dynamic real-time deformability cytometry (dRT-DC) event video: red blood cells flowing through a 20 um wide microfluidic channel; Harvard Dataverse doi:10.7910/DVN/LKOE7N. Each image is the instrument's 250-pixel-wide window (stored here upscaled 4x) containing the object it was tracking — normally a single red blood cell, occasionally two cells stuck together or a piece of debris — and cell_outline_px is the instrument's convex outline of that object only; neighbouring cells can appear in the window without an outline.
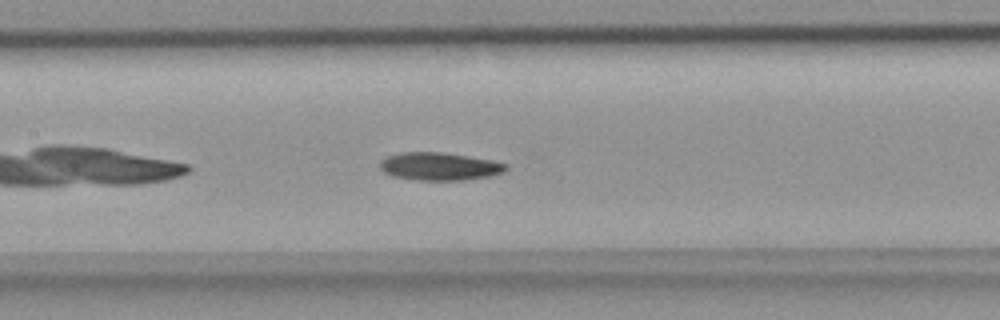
{"species": "common noctule bat (a hibernating species)", "species_latin": "Nyctalus noctula", "temperature_condition": "room temperature", "stored_images_in_passage": 36, "camera_frame_rate_fps": 3000, "um_per_image_px": 0.085, "animal": {"sex": "female", "body_mass_g": 18.4}, "frame": {"image": 1, "passage_image": 10, "time_ms": 3.0, "image_size_px": [1000, 320], "cell_outline_px": [[508, 168], [504, 172], [488, 176], [464, 180], [416, 180], [392, 176], [384, 172], [380, 168], [380, 160], [388, 156], [400, 152], [440, 152], [468, 156], [492, 160], [508, 164]], "centroid_in_image_um": [37.35, 14.14], "position_along_channel_um": 170.1, "area_um2": 20.46}}
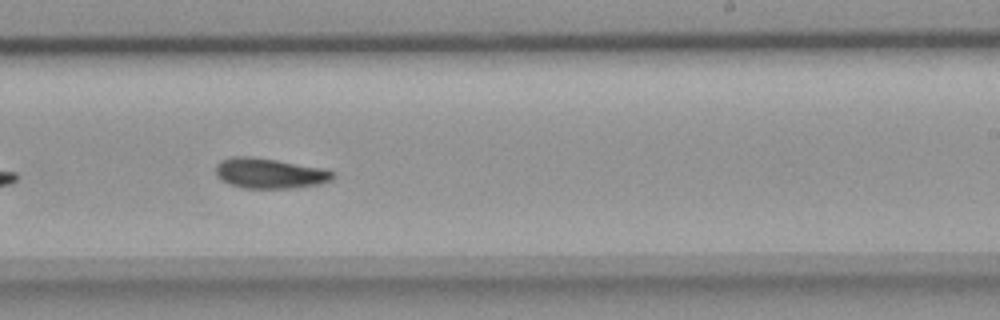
{"frame": {"image": 2, "passage_image": 17, "time_ms": 5.333, "image_size_px": [1000, 320], "cell_outline_px": [[336, 176], [332, 180], [320, 184], [292, 188], [244, 188], [220, 180], [216, 176], [216, 164], [220, 160], [232, 156], [252, 156], [324, 168], [332, 172]], "centroid_in_image_um": [22.91, 14.72], "position_along_channel_um": 266.1, "area_um2": 20.75}}
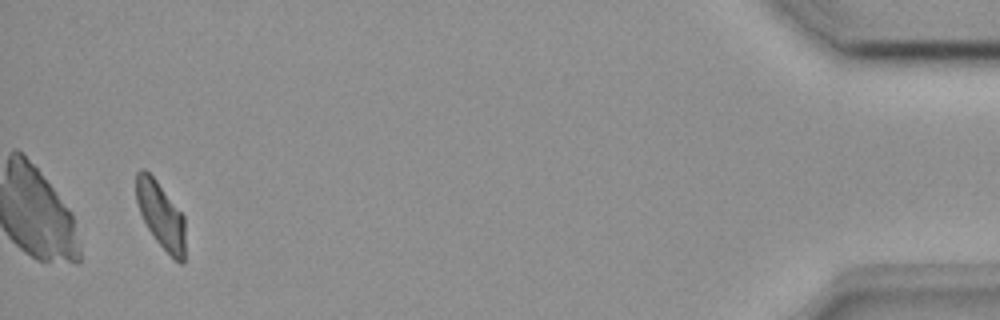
{"frame": {"image": 3, "passage_image": 34, "time_ms": 11.0, "image_size_px": [1000, 320], "cell_outline_px": [[184, 264], [180, 264], [156, 240], [148, 228], [140, 212], [136, 200], [136, 172], [140, 168], [144, 168], [156, 180], [184, 216]], "centroid_in_image_um": [13.66, 18.26], "position_along_channel_um": 421.5, "area_um2": 18.61}}